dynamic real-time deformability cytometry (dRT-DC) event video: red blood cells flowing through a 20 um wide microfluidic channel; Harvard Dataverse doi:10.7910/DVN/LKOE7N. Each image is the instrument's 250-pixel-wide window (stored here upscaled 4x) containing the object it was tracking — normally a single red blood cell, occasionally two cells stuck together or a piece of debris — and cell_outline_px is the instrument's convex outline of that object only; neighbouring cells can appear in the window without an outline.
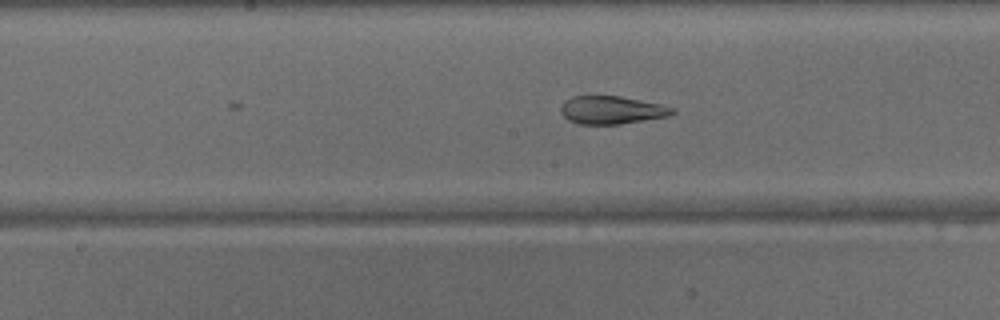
{"species": "common noctule bat (a hibernating species)", "species_latin": "Nyctalus noctula", "temperature_condition": "warm", "stored_images_in_passage": 29, "camera_frame_rate_fps": 3000, "um_per_image_px": 0.085, "animal": {"sex": "male", "body_mass_g": 15.6}, "frame": {"image": 1, "passage_image": 24, "time_ms": 7.667, "image_size_px": [1000, 320], "cell_outline_px": [[676, 112], [668, 116], [620, 124], [580, 124], [568, 120], [560, 112], [560, 108], [564, 100], [572, 96], [620, 96], [660, 104], [676, 108]], "centroid_in_image_um": [51.98, 9.35], "position_along_channel_um": 196.2, "area_um2": 18.21}}